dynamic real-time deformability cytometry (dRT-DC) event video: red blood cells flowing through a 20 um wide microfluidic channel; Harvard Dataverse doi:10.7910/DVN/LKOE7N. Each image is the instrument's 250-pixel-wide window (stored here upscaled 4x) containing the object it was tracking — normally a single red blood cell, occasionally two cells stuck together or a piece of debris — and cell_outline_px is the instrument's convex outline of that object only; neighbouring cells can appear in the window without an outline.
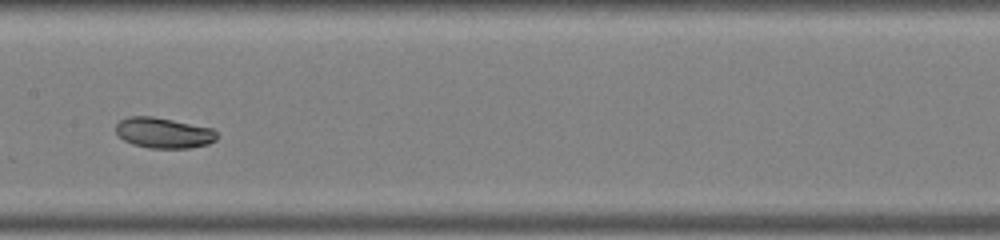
{"species": "common noctule bat (a hibernating species)", "species_latin": "Nyctalus noctula", "temperature_condition": "warm", "stored_images_in_passage": 28, "camera_frame_rate_fps": 3000, "um_per_image_px": 0.085, "animal": {"sex": "male", "body_mass_g": 19.0, "forearm_length_mm": 50.8}, "frame": {"image": 1, "passage_image": 9, "time_ms": 2.667, "image_size_px": [1000, 240], "cell_outline_px": [[220, 136], [216, 140], [208, 144], [192, 148], [148, 148], [132, 144], [124, 140], [116, 132], [116, 124], [120, 120], [128, 116], [152, 116], [212, 128]], "centroid_in_image_um": [13.92, 11.3], "position_along_channel_um": 193.5, "area_um2": 18.09}}